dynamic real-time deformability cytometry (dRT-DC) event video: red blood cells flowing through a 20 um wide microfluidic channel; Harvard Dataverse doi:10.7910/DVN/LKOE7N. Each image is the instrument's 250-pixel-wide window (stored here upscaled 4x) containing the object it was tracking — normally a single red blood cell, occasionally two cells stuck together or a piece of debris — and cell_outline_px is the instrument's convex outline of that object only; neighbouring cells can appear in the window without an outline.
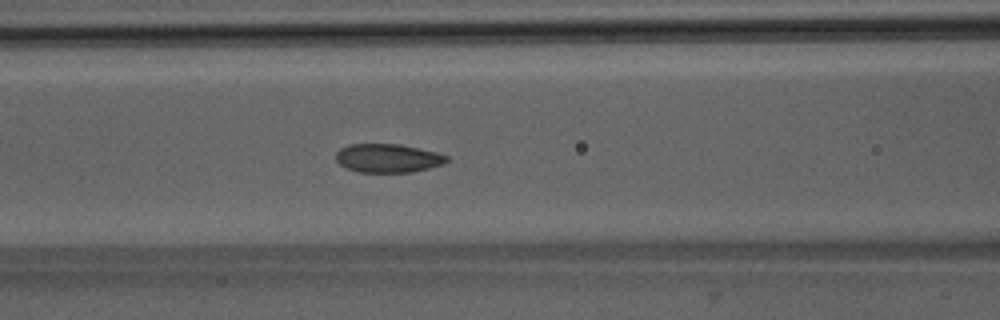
{"species": "Egyptian fruit bat (a non-hibernating species)", "species_latin": "Rousettus aegyptiacus", "temperature_condition": "room temperature", "stored_images_in_passage": 43, "camera_frame_rate_fps": 3000, "um_per_image_px": 0.085, "animal": {"sex": "male"}, "frame": {"image": 1, "passage_image": 13, "time_ms": 4.0, "image_size_px": [1000, 320], "cell_outline_px": [[448, 160], [444, 164], [412, 172], [356, 172], [344, 168], [336, 160], [336, 152], [340, 148], [348, 144], [400, 144], [436, 152], [448, 156]], "centroid_in_image_um": [32.94, 13.44], "position_along_channel_um": 133.7, "area_um2": 18.61}}
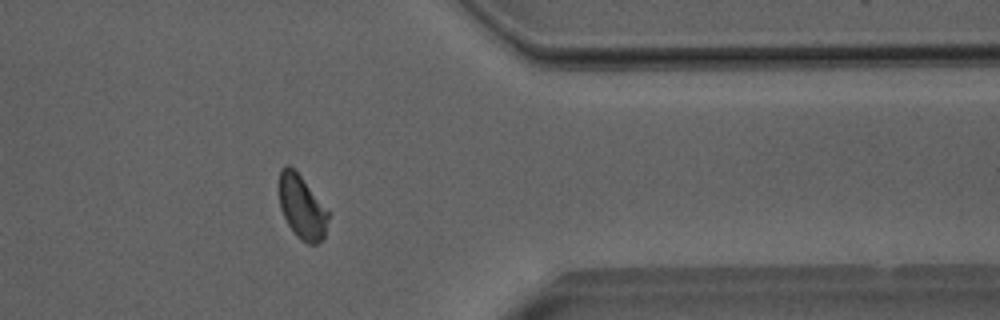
{"frame": {"image": 2, "passage_image": 33, "time_ms": 10.667, "image_size_px": [1000, 320], "cell_outline_px": [[328, 216], [324, 240], [316, 244], [308, 244], [300, 240], [296, 236], [288, 224], [280, 208], [280, 168], [284, 164], [288, 164], [300, 176], [328, 212]], "centroid_in_image_um": [25.65, 17.65], "position_along_channel_um": 385.8, "area_um2": 17.8}}
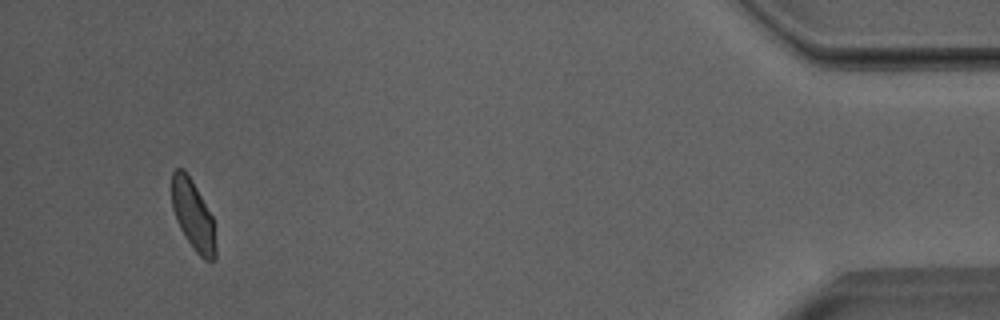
{"frame": {"image": 3, "passage_image": 40, "time_ms": 13.0, "image_size_px": [1000, 320], "cell_outline_px": [[216, 260], [204, 260], [196, 252], [180, 228], [176, 220], [172, 208], [172, 172], [176, 168], [184, 168], [196, 188], [212, 216], [216, 244]], "centroid_in_image_um": [16.41, 18.3], "position_along_channel_um": 418.8, "area_um2": 17.69}, "authors_computed_cell_mechanics": {"area_um2": 18.5538, "velocity_mm_per_s": 3.9866, "shape_relaxation_time_tau1_ms": 6.8713, "shape_relaxation_time_tau2_ms": 1.2303, "deformation_change_tau1": 0.1308, "deformation_change_tau2": 0.0396}}